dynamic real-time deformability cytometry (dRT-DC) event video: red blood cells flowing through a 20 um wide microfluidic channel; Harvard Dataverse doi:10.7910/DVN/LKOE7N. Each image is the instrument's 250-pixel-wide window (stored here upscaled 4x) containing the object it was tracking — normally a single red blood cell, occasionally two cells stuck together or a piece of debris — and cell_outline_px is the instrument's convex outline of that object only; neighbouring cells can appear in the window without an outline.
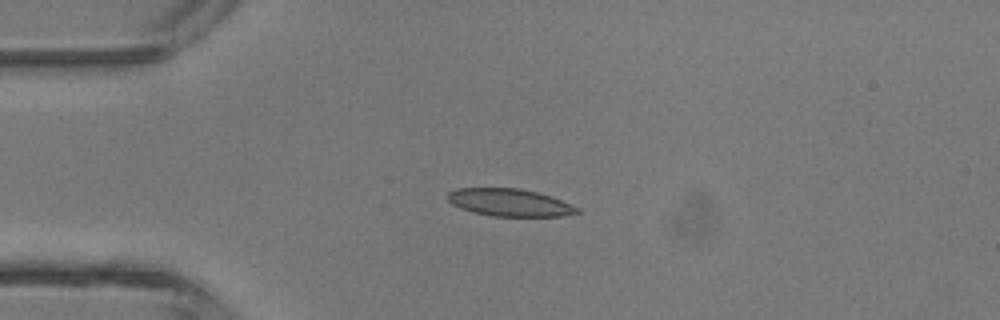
{"species": "common noctule bat (a hibernating species)", "species_latin": "Nyctalus noctula", "temperature_condition": "room temperature", "stored_images_in_passage": 3, "camera_frame_rate_fps": 3000, "um_per_image_px": 0.085, "animal": {"sex": "male", "body_mass_g": 13.3}, "frame": {"image": 1, "passage_image": 2, "time_ms": 1.333, "image_size_px": [1000, 320], "cell_outline_px": [[580, 212], [560, 216], [492, 216], [472, 212], [460, 208], [452, 204], [444, 196], [448, 192], [456, 188], [520, 188], [552, 196], [580, 208]], "centroid_in_image_um": [43.28, 17.21], "position_along_channel_um": 41.7, "area_um2": 20.87}}